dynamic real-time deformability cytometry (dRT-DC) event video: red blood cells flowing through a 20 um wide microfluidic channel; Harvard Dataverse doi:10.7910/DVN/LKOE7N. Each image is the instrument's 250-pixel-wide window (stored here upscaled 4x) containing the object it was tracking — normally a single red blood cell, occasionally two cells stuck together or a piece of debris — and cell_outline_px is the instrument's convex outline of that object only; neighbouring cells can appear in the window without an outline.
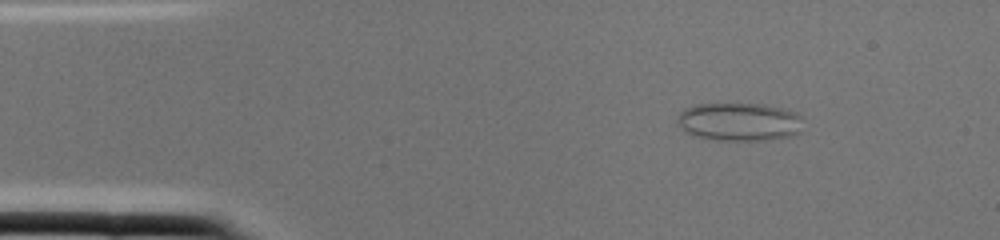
{"species": "common noctule bat (a hibernating species)", "species_latin": "Nyctalus noctula", "temperature_condition": "cold", "stored_images_in_passage": 2, "camera_frame_rate_fps": 3000, "um_per_image_px": 0.085, "animal": {"sex": "female", "body_mass_g": 22.0, "forearm_length_mm": 56.7}, "frame": {"image": 1, "passage_image": 2, "time_ms": 0.333, "image_size_px": [1000, 240], "cell_outline_px": [[800, 132], [796, 136], [768, 140], [716, 140], [692, 136], [684, 132], [676, 124], [676, 120], [680, 112], [684, 108], [696, 104], [764, 104], [796, 112], [800, 116]], "centroid_in_image_um": [62.79, 10.37], "position_along_channel_um": 22.2, "area_um2": 28.38}}